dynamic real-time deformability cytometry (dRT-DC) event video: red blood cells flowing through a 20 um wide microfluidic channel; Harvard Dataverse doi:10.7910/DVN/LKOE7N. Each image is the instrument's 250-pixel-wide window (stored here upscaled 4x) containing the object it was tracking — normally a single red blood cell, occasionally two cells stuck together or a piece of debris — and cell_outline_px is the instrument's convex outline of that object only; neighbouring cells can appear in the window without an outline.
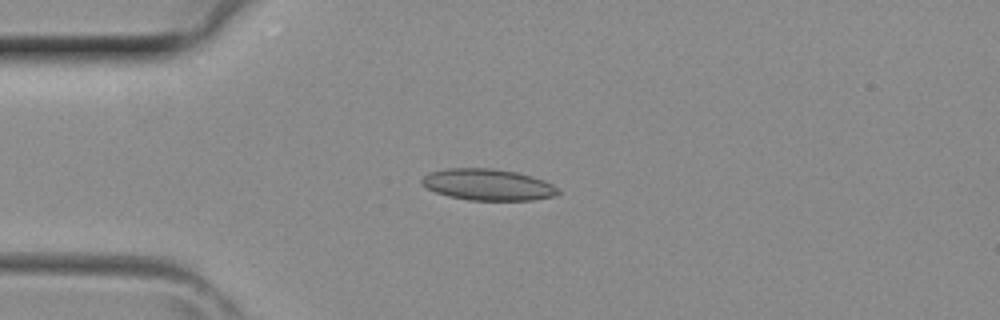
{"species": "common noctule bat (a hibernating species)", "species_latin": "Nyctalus noctula", "temperature_condition": "room temperature", "stored_images_in_passage": 40, "camera_frame_rate_fps": 3000, "um_per_image_px": 0.085, "animal": {"sex": "female", "body_mass_g": 29.2, "forearm_length_mm": 56.3}, "frame": {"image": 1, "passage_image": 9, "time_ms": 2.667, "image_size_px": [1000, 320], "cell_outline_px": [[560, 192], [552, 196], [532, 200], [468, 200], [448, 196], [436, 192], [420, 184], [420, 180], [424, 176], [432, 172], [448, 168], [492, 168], [516, 172], [532, 176], [544, 180], [552, 184]], "centroid_in_image_um": [41.45, 15.69], "position_along_channel_um": 43.6, "area_um2": 24.8}}
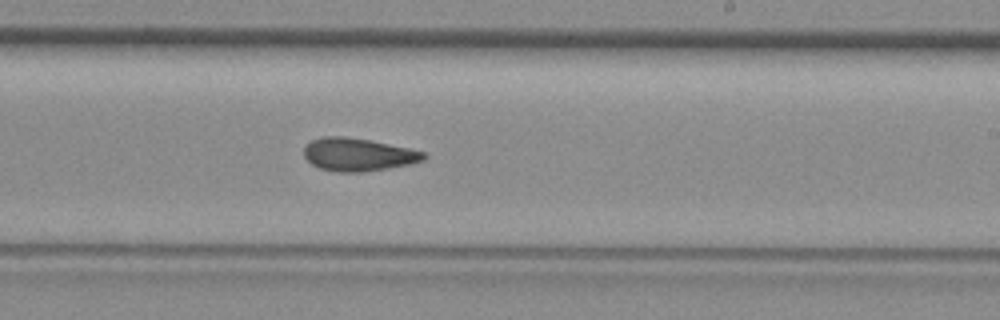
{"frame": {"image": 2, "passage_image": 23, "time_ms": 7.333, "image_size_px": [1000, 320], "cell_outline_px": [[428, 156], [424, 160], [408, 164], [388, 168], [360, 172], [336, 172], [320, 168], [312, 164], [304, 156], [304, 148], [312, 140], [324, 136], [344, 136], [368, 140], [408, 148], [424, 152]], "centroid_in_image_um": [30.43, 13.14], "position_along_channel_um": 258.6, "area_um2": 22.72}}
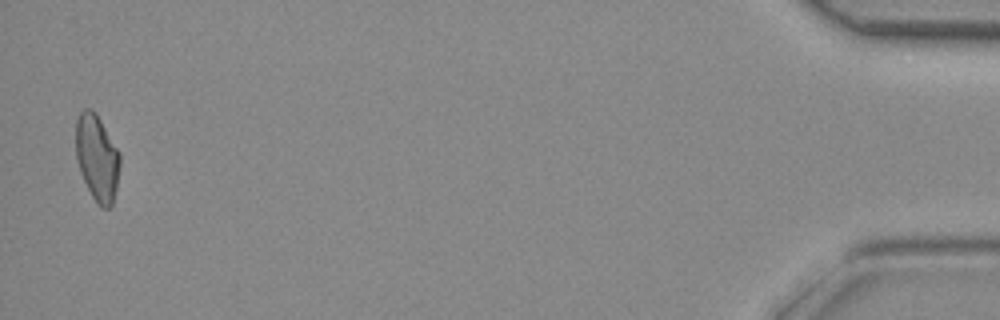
{"frame": {"image": 3, "passage_image": 39, "time_ms": 12.667, "image_size_px": [1000, 320], "cell_outline_px": [[120, 164], [116, 188], [112, 204], [108, 208], [100, 208], [92, 196], [80, 172], [76, 160], [76, 120], [80, 112], [84, 108], [92, 108], [96, 112], [120, 152]], "centroid_in_image_um": [8.25, 13.38], "position_along_channel_um": 427.0, "area_um2": 22.31}}